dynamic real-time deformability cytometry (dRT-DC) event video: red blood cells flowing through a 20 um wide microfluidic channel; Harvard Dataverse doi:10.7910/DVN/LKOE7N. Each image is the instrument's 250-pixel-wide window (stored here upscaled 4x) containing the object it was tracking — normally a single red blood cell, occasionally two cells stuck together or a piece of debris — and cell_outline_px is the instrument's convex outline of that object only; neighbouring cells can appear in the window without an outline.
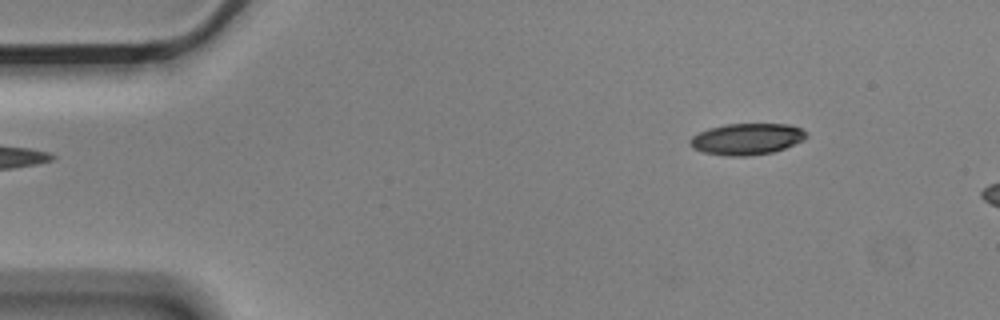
{"species": "Egyptian fruit bat (a non-hibernating species)", "species_latin": "Rousettus aegyptiacus", "temperature_condition": "cold", "stored_images_in_passage": 4, "segment_of_instrument_passage": [2, 2], "camera_frame_rate_fps": 3000, "um_per_image_px": 0.085, "animal": {"sex": "male"}, "frame": {"image": 1, "passage_image": 4, "time_ms": 1.0, "image_size_px": [1000, 320], "cell_outline_px": [[808, 136], [804, 140], [784, 148], [772, 152], [748, 156], [728, 156], [704, 152], [692, 148], [688, 144], [688, 140], [692, 136], [708, 128], [724, 124], [788, 124], [800, 128]], "centroid_in_image_um": [63.44, 11.81], "position_along_channel_um": 21.6, "area_um2": 21.27}}